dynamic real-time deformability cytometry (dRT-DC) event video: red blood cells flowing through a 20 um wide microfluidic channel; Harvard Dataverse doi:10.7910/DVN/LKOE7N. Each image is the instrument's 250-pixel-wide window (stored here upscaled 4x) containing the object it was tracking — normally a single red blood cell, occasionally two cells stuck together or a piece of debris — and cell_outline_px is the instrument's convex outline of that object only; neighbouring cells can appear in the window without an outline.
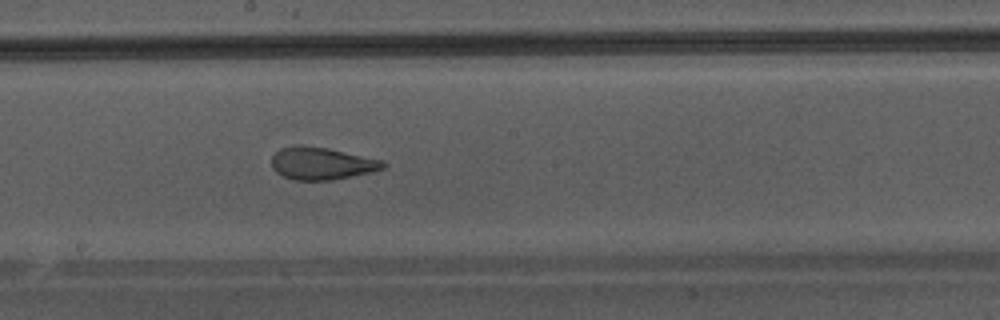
{"species": "Egyptian fruit bat (a non-hibernating species)", "species_latin": "Rousettus aegyptiacus", "temperature_condition": "warm", "stored_images_in_passage": 48, "camera_frame_rate_fps": 3000, "um_per_image_px": 0.085, "animal": {"sex": "male"}, "frame": {"image": 1, "passage_image": 28, "time_ms": 9.0, "image_size_px": [1000, 320], "cell_outline_px": [[388, 164], [384, 168], [372, 172], [332, 180], [296, 180], [284, 176], [276, 172], [272, 168], [272, 156], [280, 148], [296, 144], [304, 144], [328, 148], [384, 160]], "centroid_in_image_um": [27.35, 13.87], "position_along_channel_um": 220.8, "area_um2": 21.33}}